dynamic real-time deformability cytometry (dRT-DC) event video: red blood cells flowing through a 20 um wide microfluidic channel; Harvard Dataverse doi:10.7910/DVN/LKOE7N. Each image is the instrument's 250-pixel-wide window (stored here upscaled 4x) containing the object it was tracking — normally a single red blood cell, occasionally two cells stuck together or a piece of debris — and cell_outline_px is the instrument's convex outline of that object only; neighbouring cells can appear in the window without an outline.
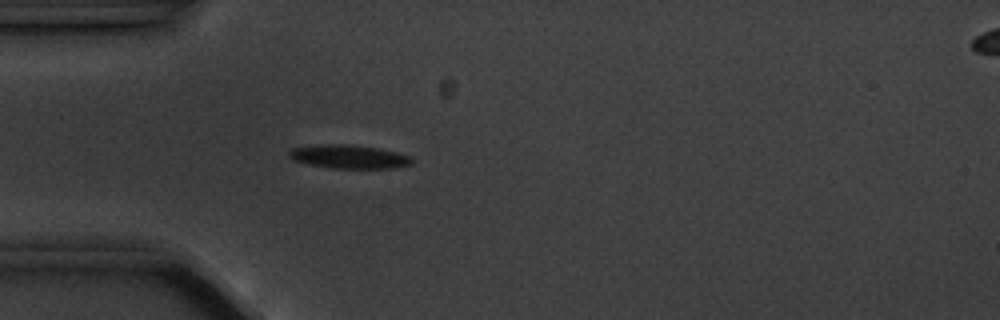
{"species": "common noctule bat (a hibernating species)", "species_latin": "Nyctalus noctula", "temperature_condition": "cold", "stored_images_in_passage": 6, "camera_frame_rate_fps": 3000, "um_per_image_px": 0.085, "animal": {"sex": "male", "body_mass_g": 20.1, "forearm_length_mm": 53.5}, "frame": {"image": 1, "passage_image": 5, "time_ms": 4.667, "image_size_px": [1000, 320], "cell_outline_px": [[412, 164], [392, 168], [332, 168], [308, 164], [292, 160], [288, 156], [288, 152], [292, 148], [320, 144], [348, 144], [376, 148], [396, 152], [408, 156], [412, 160]], "centroid_in_image_um": [29.6, 13.32], "position_along_channel_um": 55.4, "area_um2": 16.76}}